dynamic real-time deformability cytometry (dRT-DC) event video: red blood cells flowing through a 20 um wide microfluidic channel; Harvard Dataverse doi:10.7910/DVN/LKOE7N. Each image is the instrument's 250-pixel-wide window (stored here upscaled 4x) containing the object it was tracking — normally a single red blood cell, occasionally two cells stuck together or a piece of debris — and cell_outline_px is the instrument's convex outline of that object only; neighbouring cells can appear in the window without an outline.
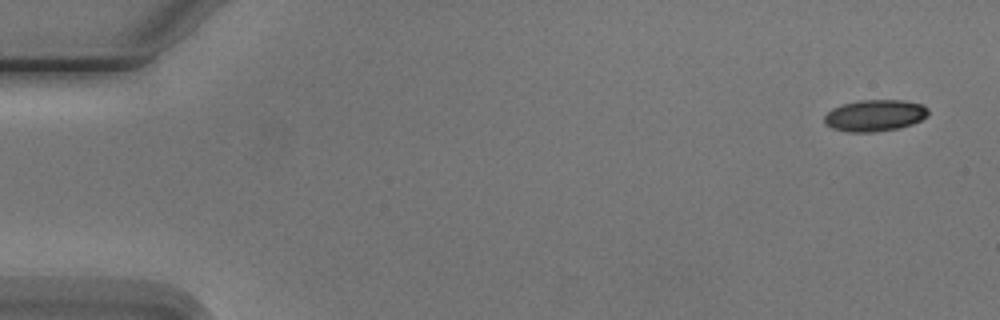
{"species": "Egyptian fruit bat (a non-hibernating species)", "species_latin": "Rousettus aegyptiacus", "temperature_condition": "cold", "stored_images_in_passage": 6, "camera_frame_rate_fps": 3000, "um_per_image_px": 0.085, "animal": {"sex": "male"}, "frame": {"image": 1, "passage_image": 1, "time_ms": 0.0, "image_size_px": [1000, 320], "cell_outline_px": [[928, 116], [912, 124], [900, 128], [872, 132], [848, 132], [832, 128], [824, 124], [824, 116], [832, 108], [844, 104], [860, 100], [900, 100], [920, 104], [928, 108]], "centroid_in_image_um": [74.34, 9.82], "position_along_channel_um": 10.7, "area_um2": 19.07}}